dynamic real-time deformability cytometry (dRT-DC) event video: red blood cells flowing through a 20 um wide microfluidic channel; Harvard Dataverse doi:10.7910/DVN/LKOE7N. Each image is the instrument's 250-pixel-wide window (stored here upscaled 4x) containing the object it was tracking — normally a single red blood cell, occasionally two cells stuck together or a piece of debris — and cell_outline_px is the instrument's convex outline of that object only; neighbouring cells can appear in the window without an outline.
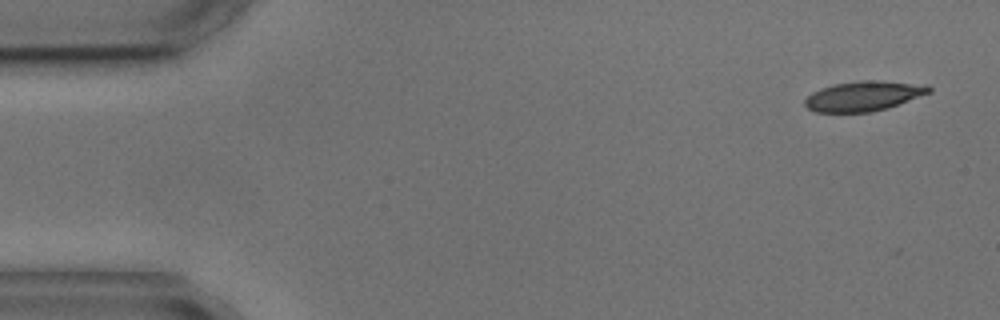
{"species": "common noctule bat (a hibernating species)", "species_latin": "Nyctalus noctula", "temperature_condition": "cold", "stored_images_in_passage": 5, "camera_frame_rate_fps": 3000, "um_per_image_px": 0.085, "animal": {"sex": "male", "body_mass_g": 17.9, "forearm_length_mm": 54.2}, "frame": {"image": 1, "passage_image": 1, "time_ms": 0.0, "image_size_px": [1000, 320], "cell_outline_px": [[932, 92], [888, 108], [868, 112], [816, 112], [808, 108], [804, 104], [804, 100], [812, 92], [832, 84], [864, 80], [880, 80], [928, 84], [932, 88]], "centroid_in_image_um": [73.45, 8.15], "position_along_channel_um": 11.5, "area_um2": 21.79}}